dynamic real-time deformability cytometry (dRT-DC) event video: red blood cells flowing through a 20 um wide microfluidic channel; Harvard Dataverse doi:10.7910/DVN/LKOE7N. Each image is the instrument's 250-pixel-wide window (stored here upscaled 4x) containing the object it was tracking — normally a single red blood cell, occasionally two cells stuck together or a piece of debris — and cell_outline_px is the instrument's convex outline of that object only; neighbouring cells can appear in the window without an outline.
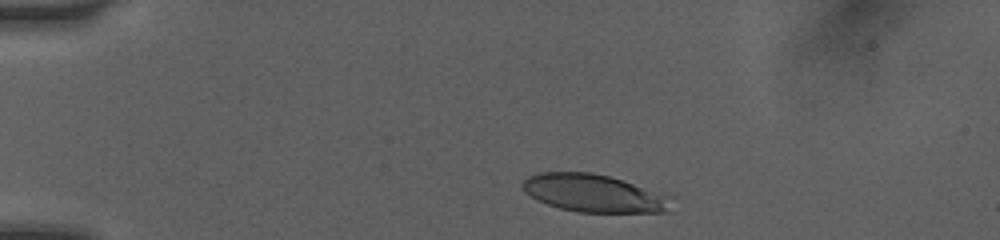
{"species": "human", "species_latin": "Homo sapiens", "temperature_condition": "room temperature", "stored_images_in_passage": 25, "camera_frame_rate_fps": 3000, "um_per_image_px": 0.085, "donor": {"sex": "female"}, "frame": {"image": 1, "passage_image": 6, "time_ms": 0.667, "image_size_px": [1000, 240], "cell_outline_px": [[676, 196], [664, 212], [576, 212], [560, 208], [548, 204], [524, 192], [520, 184], [528, 176], [536, 172], [592, 172], [608, 176]], "centroid_in_image_um": [50.49, 16.41], "position_along_channel_um": 34.5, "area_um2": 32.83}}